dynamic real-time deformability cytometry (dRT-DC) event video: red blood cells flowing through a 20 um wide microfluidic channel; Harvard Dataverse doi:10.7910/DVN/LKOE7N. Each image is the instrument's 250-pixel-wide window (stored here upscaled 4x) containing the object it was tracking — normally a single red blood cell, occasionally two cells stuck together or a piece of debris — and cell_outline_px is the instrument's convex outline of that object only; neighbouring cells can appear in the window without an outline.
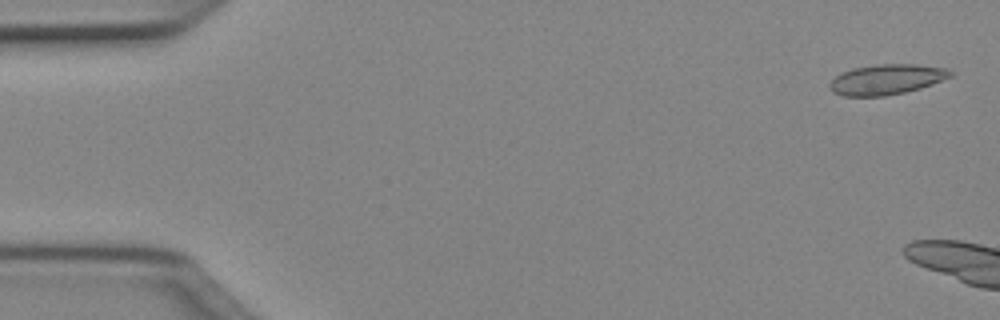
{"species": "Egyptian fruit bat (a non-hibernating species)", "species_latin": "Rousettus aegyptiacus", "temperature_condition": "cold", "stored_images_in_passage": 6, "camera_frame_rate_fps": 3000, "um_per_image_px": 0.085, "animal": {"sex": "female"}, "frame": {"image": 1, "passage_image": 2, "time_ms": 0.333, "image_size_px": [1000, 320], "cell_outline_px": [[952, 76], [920, 88], [904, 92], [884, 96], [844, 96], [832, 92], [828, 88], [828, 84], [836, 76], [852, 68], [876, 64], [916, 64], [948, 68], [952, 72]], "centroid_in_image_um": [75.34, 6.75], "position_along_channel_um": 9.7, "area_um2": 21.27}}